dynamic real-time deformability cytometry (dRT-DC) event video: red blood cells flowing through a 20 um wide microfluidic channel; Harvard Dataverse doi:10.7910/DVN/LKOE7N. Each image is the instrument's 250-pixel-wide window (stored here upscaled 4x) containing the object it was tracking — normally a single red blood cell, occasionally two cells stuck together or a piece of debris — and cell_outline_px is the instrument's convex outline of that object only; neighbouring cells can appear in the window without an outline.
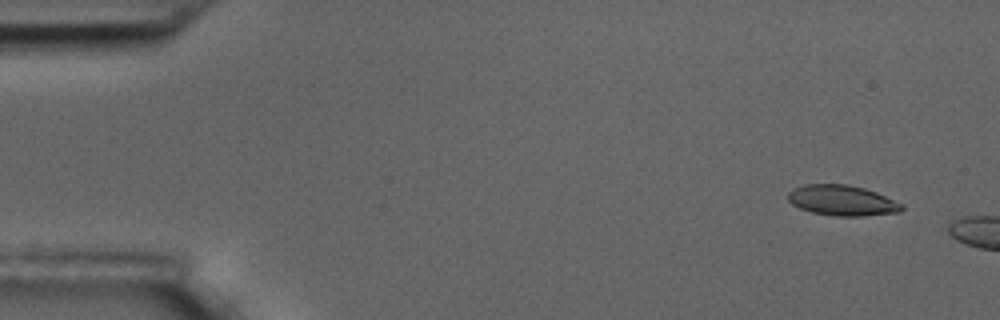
{"species": "common noctule bat (a hibernating species)", "species_latin": "Nyctalus noctula", "temperature_condition": "room temperature", "stored_images_in_passage": 6, "camera_frame_rate_fps": 3000, "um_per_image_px": 0.085, "animal": {"sex": "male", "body_mass_g": 17.5, "forearm_length_mm": 52.3}, "frame": {"image": 1, "passage_image": 1, "time_ms": 0.0, "image_size_px": [1000, 320], "cell_outline_px": [[904, 208], [900, 212], [864, 216], [832, 216], [812, 212], [800, 208], [792, 204], [788, 200], [788, 192], [792, 188], [804, 184], [848, 184], [864, 188], [876, 192], [904, 204]], "centroid_in_image_um": [71.58, 17.03], "position_along_channel_um": 13.4, "area_um2": 20.4}}